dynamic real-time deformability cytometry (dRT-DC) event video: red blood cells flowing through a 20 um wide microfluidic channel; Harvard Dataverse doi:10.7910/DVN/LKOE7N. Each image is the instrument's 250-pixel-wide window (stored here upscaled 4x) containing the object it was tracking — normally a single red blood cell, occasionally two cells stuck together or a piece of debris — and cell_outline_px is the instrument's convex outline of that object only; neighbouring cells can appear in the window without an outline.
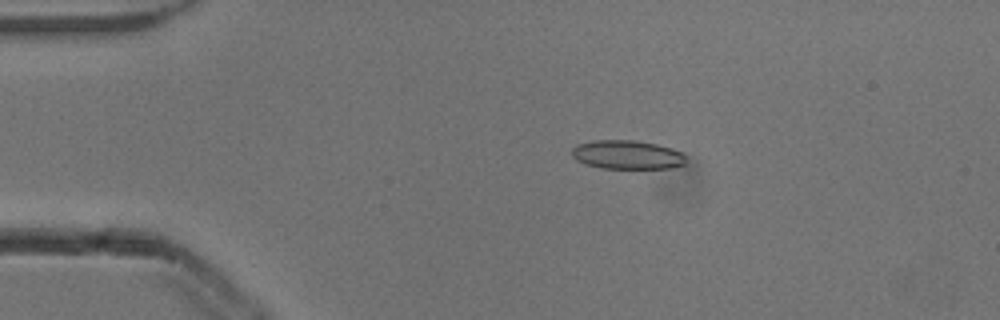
{"species": "common noctule bat (a hibernating species)", "species_latin": "Nyctalus noctula", "temperature_condition": "cold", "stored_images_in_passage": 44, "camera_frame_rate_fps": 3000, "um_per_image_px": 0.085, "animal": {"sex": "male", "body_mass_g": 13.3}, "frame": {"image": 1, "passage_image": 2, "time_ms": 0.333, "image_size_px": [1000, 320], "cell_outline_px": [[684, 164], [672, 168], [600, 168], [584, 164], [576, 160], [572, 156], [572, 148], [576, 144], [592, 140], [636, 140], [656, 144], [672, 148], [680, 152], [684, 156]], "centroid_in_image_um": [53.25, 13.15], "position_along_channel_um": 31.7, "area_um2": 19.25}}
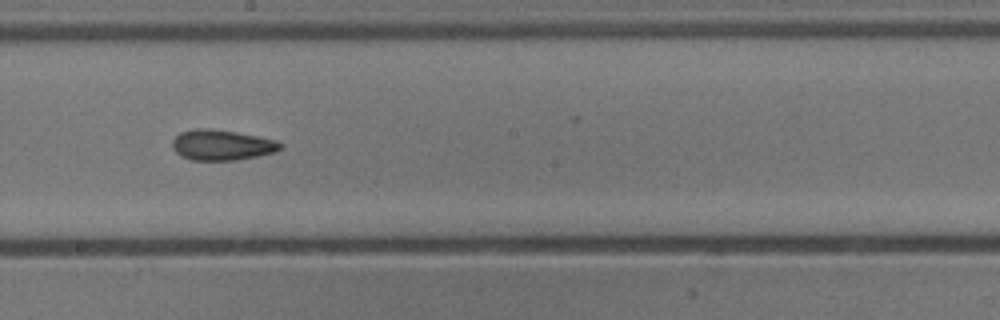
{"frame": {"image": 2, "passage_image": 21, "time_ms": 6.667, "image_size_px": [1000, 320], "cell_outline_px": [[284, 144], [276, 152], [236, 160], [192, 160], [180, 156], [172, 148], [172, 140], [180, 132], [192, 128], [208, 128], [236, 132], [276, 140]], "centroid_in_image_um": [18.82, 12.32], "position_along_channel_um": 229.4, "area_um2": 19.25}}
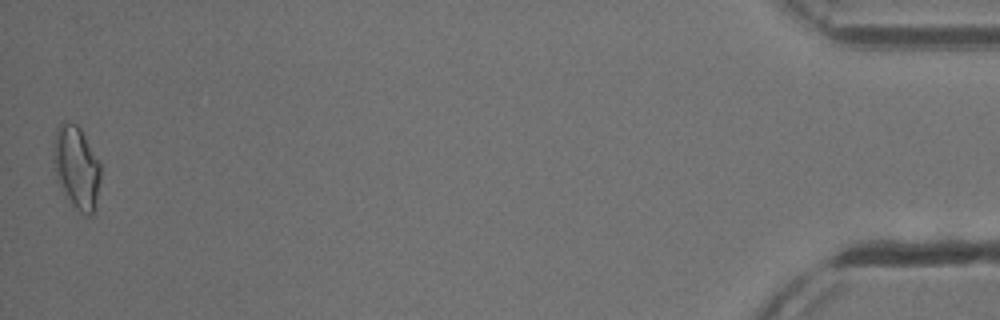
{"frame": {"image": 3, "passage_image": 44, "time_ms": 14.333, "image_size_px": [1000, 320], "cell_outline_px": [[100, 180], [96, 208], [88, 216], [84, 216], [72, 204], [56, 180], [52, 168], [52, 152], [56, 128], [64, 120], [68, 120], [76, 124], [80, 128], [100, 160]], "centroid_in_image_um": [6.48, 14.2], "position_along_channel_um": 428.7, "area_um2": 23.35}, "authors_computed_cell_mechanics": {"area_um2": 19.1318, "velocity_mm_per_s": 3.8788, "shape_relaxation_time_tau1_ms": 3.8454, "shape_relaxation_time_tau2_ms": 2.7746, "deformation_change_tau1": 0.1302, "deformation_change_tau2": 0.1083}}